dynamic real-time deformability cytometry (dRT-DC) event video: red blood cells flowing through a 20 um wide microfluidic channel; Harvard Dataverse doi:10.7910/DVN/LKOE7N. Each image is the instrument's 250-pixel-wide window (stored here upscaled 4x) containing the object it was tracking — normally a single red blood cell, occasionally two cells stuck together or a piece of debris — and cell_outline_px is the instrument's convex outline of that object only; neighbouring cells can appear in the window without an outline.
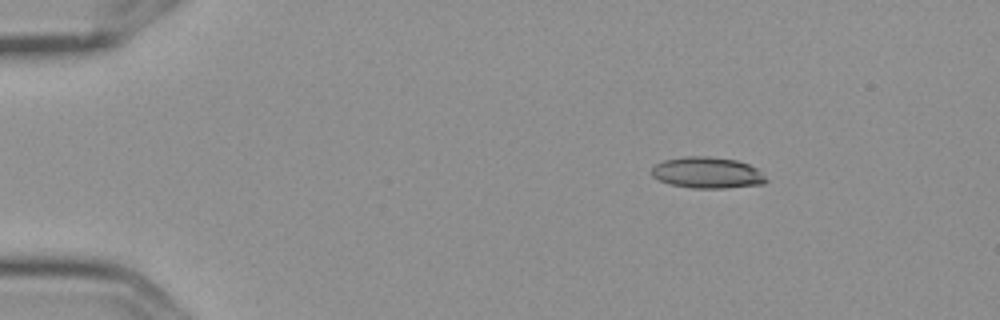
{"species": "Egyptian fruit bat (a non-hibernating species)", "species_latin": "Rousettus aegyptiacus", "temperature_condition": "cold", "stored_images_in_passage": 6, "camera_frame_rate_fps": 3000, "um_per_image_px": 0.085, "frame": {"image": 1, "passage_image": 3, "time_ms": 0.667, "image_size_px": [1000, 320], "cell_outline_px": [[768, 180], [764, 184], [724, 188], [692, 188], [672, 184], [660, 180], [652, 176], [652, 168], [656, 164], [664, 160], [684, 156], [708, 156], [736, 160], [748, 164], [756, 168]], "centroid_in_image_um": [60.12, 14.67], "position_along_channel_um": 24.9, "area_um2": 20.69}}
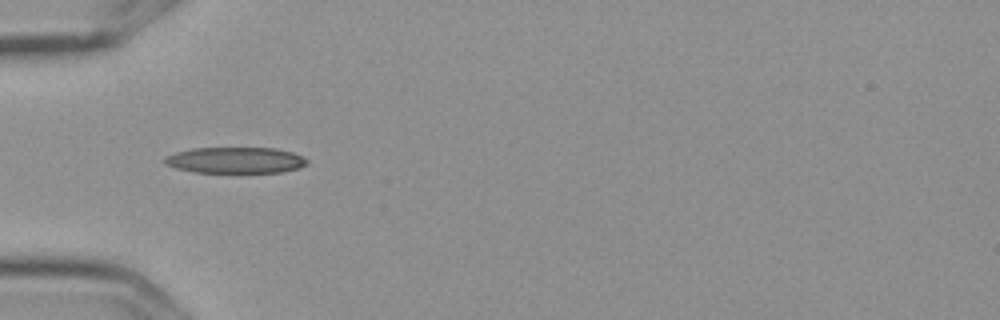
{"frame": {"image": 2, "passage_image": 6, "time_ms": 1.667, "image_size_px": [1000, 320], "cell_outline_px": [[308, 164], [300, 168], [280, 172], [196, 172], [176, 168], [164, 164], [164, 156], [176, 152], [192, 148], [276, 148], [292, 152], [308, 160]], "centroid_in_image_um": [20.0, 13.61], "position_along_channel_um": 65.0, "area_um2": 21.62}}